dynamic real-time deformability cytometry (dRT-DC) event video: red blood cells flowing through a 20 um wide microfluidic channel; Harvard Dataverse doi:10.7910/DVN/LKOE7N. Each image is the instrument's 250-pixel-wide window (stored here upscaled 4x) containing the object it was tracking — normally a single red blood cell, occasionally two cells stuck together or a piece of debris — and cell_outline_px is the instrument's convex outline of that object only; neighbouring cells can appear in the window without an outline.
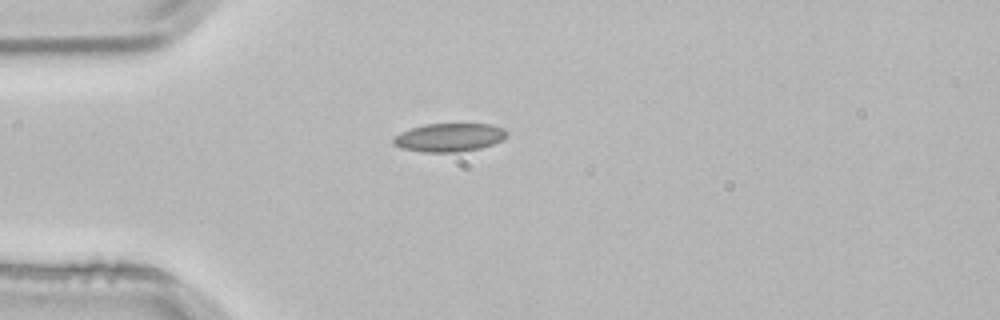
{"species": "common noctule bat (a hibernating species)", "species_latin": "Nyctalus noctula", "temperature_condition": "room temperature", "stored_images_in_passage": 1, "camera_frame_rate_fps": 3000, "um_per_image_px": 0.085, "animal": {"sex": "male", "body_mass_g": 21.5, "forearm_length_mm": 52.0}, "frame": {"image": 1, "passage_image": 1, "time_ms": 0.0, "image_size_px": [1000, 320], "cell_outline_px": [[508, 132], [500, 140], [492, 144], [480, 148], [456, 152], [424, 152], [400, 148], [392, 144], [392, 136], [400, 132], [424, 124], [492, 124], [504, 128]], "centroid_in_image_um": [38.12, 11.68], "position_along_channel_um": 46.9, "area_um2": 18.79}}